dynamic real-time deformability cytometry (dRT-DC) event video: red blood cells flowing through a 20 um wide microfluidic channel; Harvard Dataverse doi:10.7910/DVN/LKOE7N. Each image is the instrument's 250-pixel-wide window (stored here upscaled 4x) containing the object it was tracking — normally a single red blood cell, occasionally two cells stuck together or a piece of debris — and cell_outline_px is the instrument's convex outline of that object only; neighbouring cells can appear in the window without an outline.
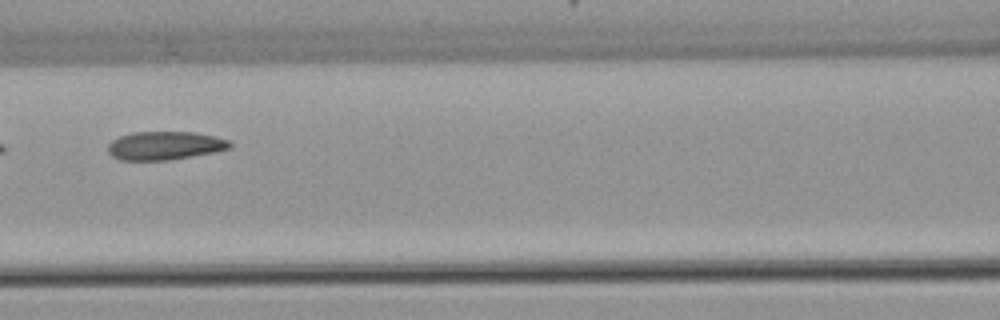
{"species": "common noctule bat (a hibernating species)", "species_latin": "Nyctalus noctula", "temperature_condition": "warm", "stored_images_in_passage": 6, "camera_frame_rate_fps": 3000, "um_per_image_px": 0.085, "animal": {"sex": "female", "body_mass_g": 22.7, "forearm_length_mm": 54.2}, "frame": {"image": 1, "passage_image": 6, "time_ms": 6.0, "image_size_px": [1000, 320], "cell_outline_px": [[232, 148], [172, 160], [120, 160], [112, 156], [108, 152], [108, 144], [112, 140], [120, 136], [132, 132], [196, 132], [216, 136], [228, 140], [232, 144]], "centroid_in_image_um": [14.01, 12.37], "position_along_channel_um": 152.6, "area_um2": 20.29}}